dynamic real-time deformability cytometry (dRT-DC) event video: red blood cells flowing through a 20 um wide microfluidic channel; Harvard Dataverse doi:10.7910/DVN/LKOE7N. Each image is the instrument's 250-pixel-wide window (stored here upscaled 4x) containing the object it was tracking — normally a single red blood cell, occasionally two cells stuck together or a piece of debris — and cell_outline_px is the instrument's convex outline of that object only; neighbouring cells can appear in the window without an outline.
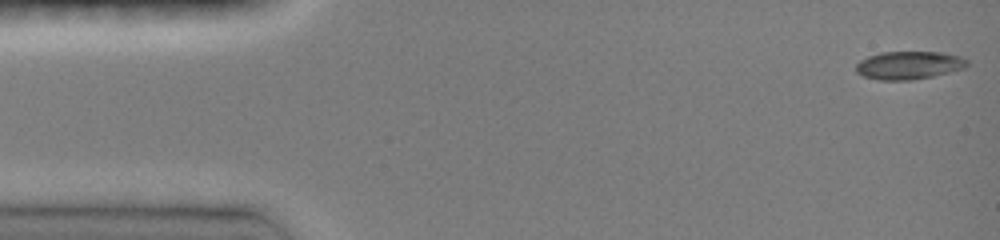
{"species": "common noctule bat (a hibernating species)", "species_latin": "Nyctalus noctula", "temperature_condition": "room temperature", "stored_images_in_passage": 46, "camera_frame_rate_fps": 3000, "um_per_image_px": 0.085, "animal": {"sex": "female", "body_mass_g": 19.0, "forearm_length_mm": 51.5}, "frame": {"image": 1, "passage_image": 1, "time_ms": 0.0, "image_size_px": [1000, 240], "cell_outline_px": [[968, 64], [964, 68], [932, 76], [912, 80], [880, 80], [864, 76], [856, 72], [856, 64], [860, 60], [868, 56], [880, 52], [944, 52], [960, 56], [968, 60]], "centroid_in_image_um": [77.25, 5.54], "position_along_channel_um": 7.8, "area_um2": 18.15}}
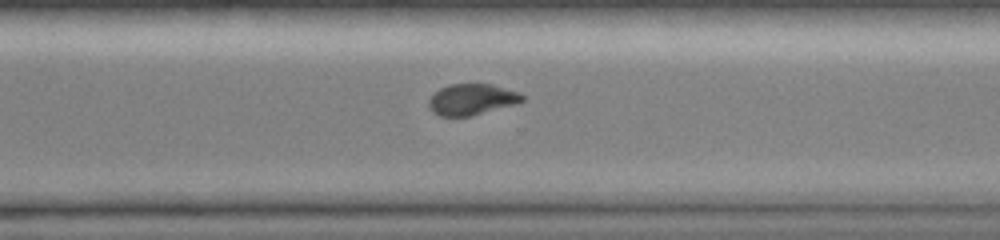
{"frame": {"image": 2, "passage_image": 33, "time_ms": 10.667, "image_size_px": [1000, 240], "cell_outline_px": [[524, 100], [516, 104], [472, 116], [440, 116], [432, 112], [428, 108], [428, 100], [440, 88], [448, 84], [492, 84], [520, 92], [524, 96]], "centroid_in_image_um": [40.11, 8.45], "position_along_channel_um": 330.5, "area_um2": 17.11}}
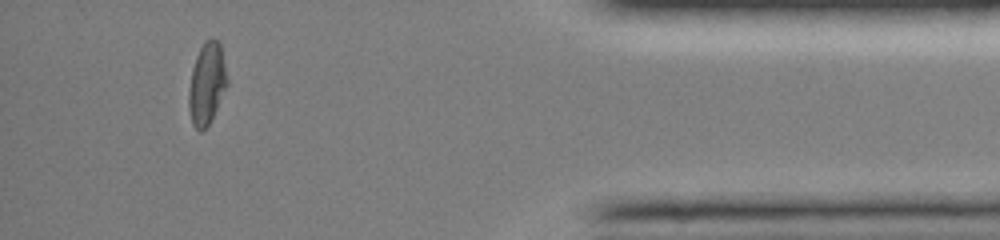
{"frame": {"image": 3, "passage_image": 42, "time_ms": 13.667, "image_size_px": [1000, 240], "cell_outline_px": [[228, 84], [208, 124], [200, 132], [192, 124], [188, 108], [188, 88], [192, 68], [196, 56], [204, 40], [216, 40], [220, 44], [228, 80]], "centroid_in_image_um": [17.55, 7.11], "position_along_channel_um": 417.6, "area_um2": 18.09}, "authors_computed_cell_mechanics": {"area_um2": 18.2937, "velocity_mm_per_s": 4.1307, "shape_relaxation_time_tau1_ms": 7.6417, "shape_relaxation_time_tau2_ms": 3.8509, "deformation_change_tau1": 0.2008, "deformation_change_tau2": 0.0606}}